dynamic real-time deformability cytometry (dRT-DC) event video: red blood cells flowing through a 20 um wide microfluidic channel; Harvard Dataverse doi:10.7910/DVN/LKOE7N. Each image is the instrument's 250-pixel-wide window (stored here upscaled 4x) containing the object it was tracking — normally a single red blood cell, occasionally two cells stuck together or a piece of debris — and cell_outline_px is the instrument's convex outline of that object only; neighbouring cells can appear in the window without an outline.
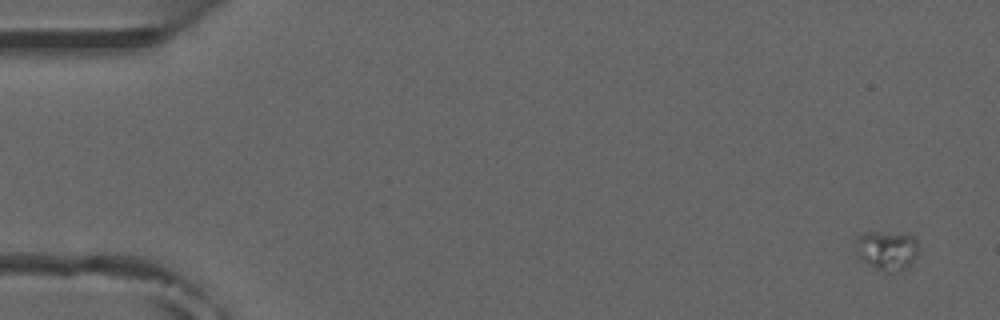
{"species": "common noctule bat (a hibernating species)", "species_latin": "Nyctalus noctula", "temperature_condition": "room temperature", "stored_images_in_passage": 4, "camera_frame_rate_fps": 3000, "um_per_image_px": 0.085, "animal": {"sex": "male", "forearm_length_mm": 52.5}, "frame": {"image": 1, "passage_image": 1, "time_ms": 0.0, "image_size_px": [1000, 320], "cell_outline_px": [[916, 256], [908, 268], [900, 272], [884, 272], [860, 260], [856, 256], [856, 236], [864, 232], [880, 232], [912, 236], [916, 240]], "centroid_in_image_um": [75.33, 21.31], "position_along_channel_um": 9.7, "area_um2": 14.45}}
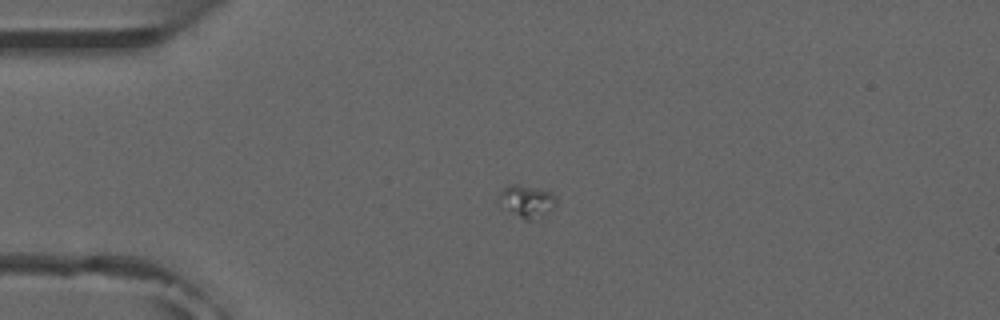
{"frame": {"image": 2, "passage_image": 4, "time_ms": 3.667, "image_size_px": [1000, 320], "cell_outline_px": [[556, 204], [540, 216], [532, 220], [524, 220], [500, 208], [496, 196], [504, 188], [512, 184], [520, 184], [536, 188], [548, 192], [556, 196]], "centroid_in_image_um": [44.67, 17.11], "position_along_channel_um": 40.3, "area_um2": 10.87}}